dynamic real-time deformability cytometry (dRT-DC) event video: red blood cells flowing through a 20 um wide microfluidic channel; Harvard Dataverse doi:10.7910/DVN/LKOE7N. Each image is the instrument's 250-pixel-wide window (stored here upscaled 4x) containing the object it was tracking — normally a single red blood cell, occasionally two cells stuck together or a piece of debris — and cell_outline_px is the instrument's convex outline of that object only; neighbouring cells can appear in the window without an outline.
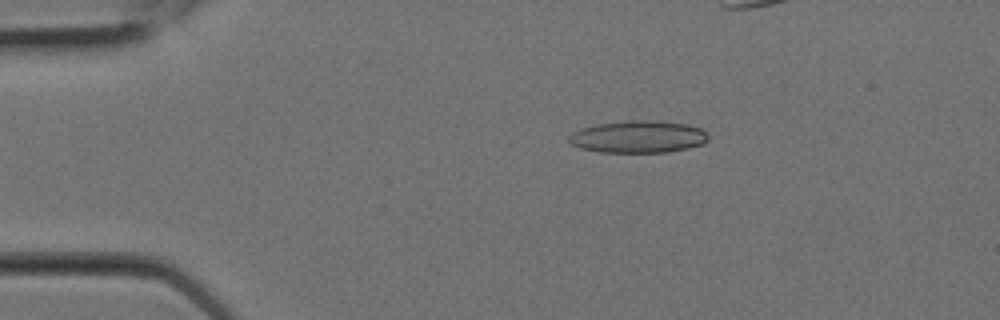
{"species": "Egyptian fruit bat (a non-hibernating species)", "species_latin": "Rousettus aegyptiacus", "temperature_condition": "room temperature", "stored_images_in_passage": 8, "segment_of_instrument_passage": [1, 2], "camera_frame_rate_fps": 3000, "um_per_image_px": 0.085, "animal": {"sex": "female"}, "frame": {"image": 1, "passage_image": 2, "time_ms": 0.333, "image_size_px": [1000, 320], "cell_outline_px": [[708, 140], [704, 144], [688, 148], [668, 152], [600, 152], [580, 148], [572, 144], [568, 140], [568, 136], [572, 132], [580, 128], [596, 124], [628, 120], [660, 120], [688, 124], [700, 128], [708, 136]], "centroid_in_image_um": [54.24, 11.61], "position_along_channel_um": 30.8, "area_um2": 26.41}}
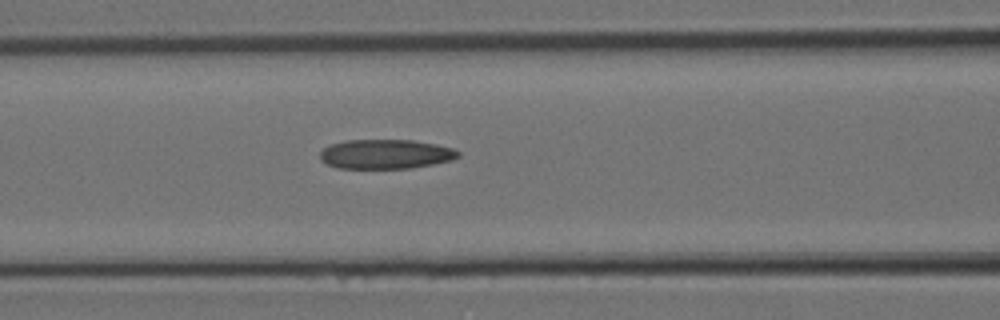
{"frame": {"image": 2, "passage_image": 7, "time_ms": 2.0, "image_size_px": [1000, 320], "cell_outline_px": [[460, 156], [452, 160], [412, 168], [336, 168], [320, 160], [320, 152], [328, 144], [344, 140], [412, 140], [436, 144], [452, 148], [460, 152]], "centroid_in_image_um": [32.76, 13.09], "position_along_channel_um": 133.8, "area_um2": 23.81}}